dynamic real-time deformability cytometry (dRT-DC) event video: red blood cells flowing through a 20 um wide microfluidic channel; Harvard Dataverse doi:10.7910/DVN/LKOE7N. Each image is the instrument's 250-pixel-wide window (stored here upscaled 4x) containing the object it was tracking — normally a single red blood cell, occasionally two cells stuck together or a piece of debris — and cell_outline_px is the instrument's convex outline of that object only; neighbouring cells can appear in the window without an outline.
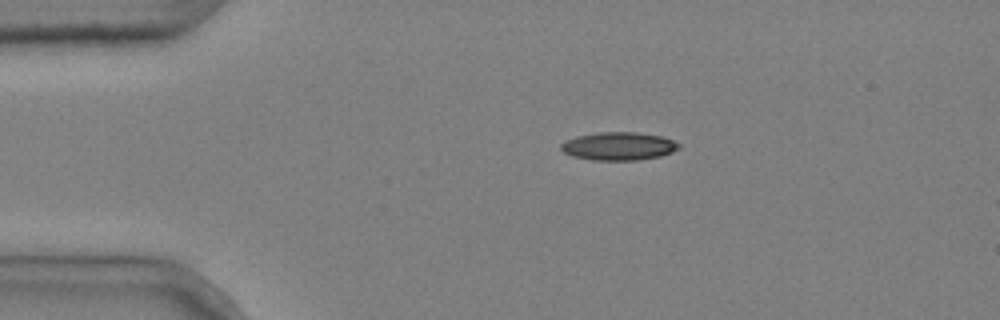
{"species": "common noctule bat (a hibernating species)", "species_latin": "Nyctalus noctula", "temperature_condition": "cold", "stored_images_in_passage": 3, "segment_of_instrument_passage": [1, 2], "camera_frame_rate_fps": 3000, "um_per_image_px": 0.085, "animal": {"sex": "male", "body_mass_g": 20.4}, "frame": {"image": 1, "passage_image": 1, "time_ms": 0.0, "image_size_px": [1000, 320], "cell_outline_px": [[680, 148], [672, 152], [660, 156], [636, 160], [592, 160], [572, 156], [564, 152], [560, 148], [560, 144], [564, 140], [576, 136], [600, 132], [636, 132], [664, 136], [680, 144]], "centroid_in_image_um": [52.57, 12.42], "position_along_channel_um": 32.4, "area_um2": 19.42}}